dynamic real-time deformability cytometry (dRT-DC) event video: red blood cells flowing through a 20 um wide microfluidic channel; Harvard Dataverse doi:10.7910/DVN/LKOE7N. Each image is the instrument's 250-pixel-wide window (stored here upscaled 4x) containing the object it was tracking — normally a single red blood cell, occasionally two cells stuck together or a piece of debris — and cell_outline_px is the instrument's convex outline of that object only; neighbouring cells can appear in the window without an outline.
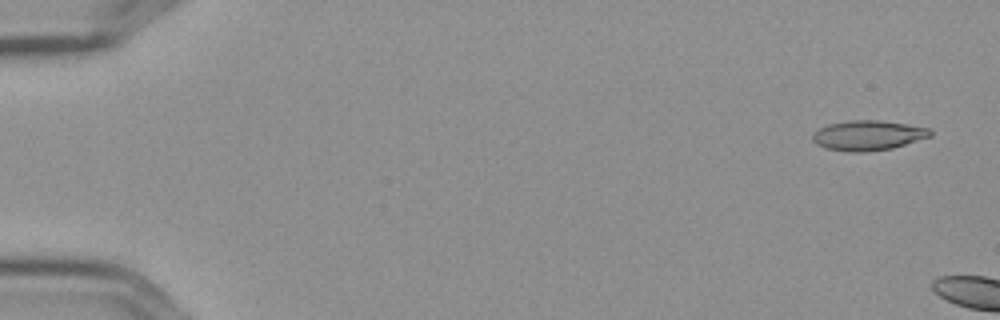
{"species": "Egyptian fruit bat (a non-hibernating species)", "species_latin": "Rousettus aegyptiacus", "temperature_condition": "cold", "stored_images_in_passage": 2, "camera_frame_rate_fps": 3000, "um_per_image_px": 0.085, "frame": {"image": 1, "passage_image": 1, "time_ms": 0.0, "image_size_px": [1000, 320], "cell_outline_px": [[932, 136], [892, 148], [864, 152], [848, 152], [824, 148], [816, 144], [812, 140], [812, 136], [820, 128], [828, 124], [848, 120], [880, 120], [932, 128]], "centroid_in_image_um": [73.79, 11.51], "position_along_channel_um": 11.2, "area_um2": 20.63}}